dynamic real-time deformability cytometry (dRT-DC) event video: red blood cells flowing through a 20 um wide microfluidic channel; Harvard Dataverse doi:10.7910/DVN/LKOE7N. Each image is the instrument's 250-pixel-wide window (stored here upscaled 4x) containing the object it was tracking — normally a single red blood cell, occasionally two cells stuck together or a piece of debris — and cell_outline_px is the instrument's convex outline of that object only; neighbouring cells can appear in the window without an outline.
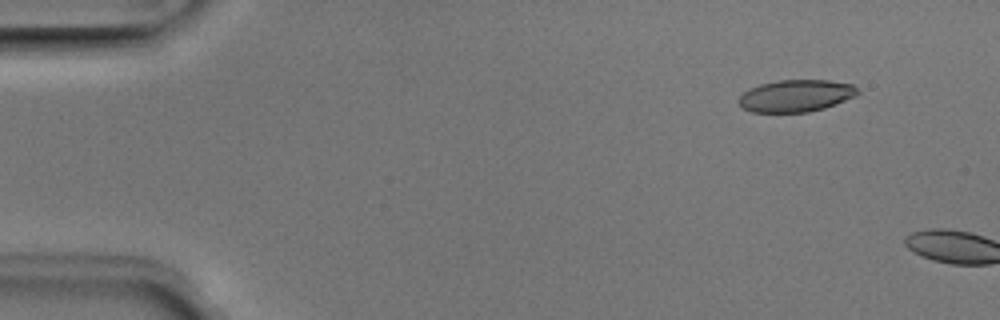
{"species": "Egyptian fruit bat (a non-hibernating species)", "species_latin": "Rousettus aegyptiacus", "temperature_condition": "room temperature", "stored_images_in_passage": 3, "camera_frame_rate_fps": 3000, "um_per_image_px": 0.085, "animal": {"sex": "male"}, "frame": {"image": 1, "passage_image": 2, "time_ms": 0.333, "image_size_px": [1000, 320], "cell_outline_px": [[860, 92], [856, 96], [824, 108], [808, 112], [752, 112], [744, 108], [736, 100], [748, 88], [760, 84], [780, 80], [828, 80], [852, 84]], "centroid_in_image_um": [67.64, 8.14], "position_along_channel_um": 17.4, "area_um2": 22.2}}